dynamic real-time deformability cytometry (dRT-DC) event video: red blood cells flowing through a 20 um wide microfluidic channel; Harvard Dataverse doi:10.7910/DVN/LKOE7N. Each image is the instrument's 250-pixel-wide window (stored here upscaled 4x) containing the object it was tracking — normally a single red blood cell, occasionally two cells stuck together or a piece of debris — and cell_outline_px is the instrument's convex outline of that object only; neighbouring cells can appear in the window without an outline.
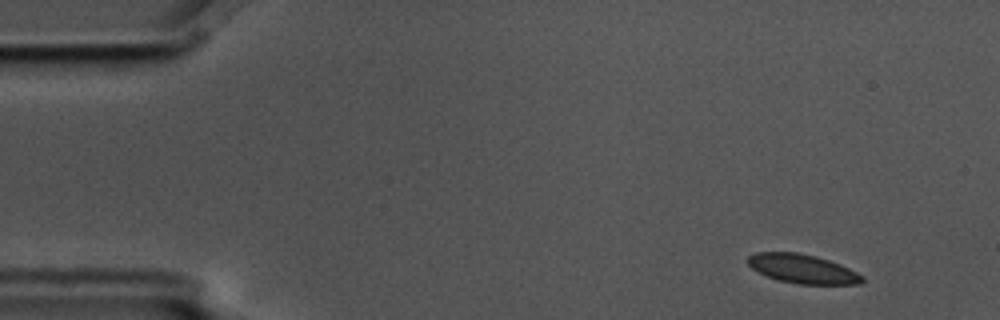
{"species": "common noctule bat (a hibernating species)", "species_latin": "Nyctalus noctula", "temperature_condition": "cold", "stored_images_in_passage": 4, "segment_of_instrument_passage": [2, 2], "camera_frame_rate_fps": 3000, "um_per_image_px": 0.085, "animal": {"sex": "male", "body_mass_g": 17.5, "forearm_length_mm": 52.3}, "frame": {"image": 1, "passage_image": 4, "time_ms": 1.0, "image_size_px": [1000, 320], "cell_outline_px": [[864, 280], [860, 284], [796, 284], [780, 280], [768, 276], [752, 268], [748, 264], [748, 256], [756, 252], [796, 252], [816, 256], [840, 264], [864, 276]], "centroid_in_image_um": [68.23, 22.85], "position_along_channel_um": 16.8, "area_um2": 19.19}}